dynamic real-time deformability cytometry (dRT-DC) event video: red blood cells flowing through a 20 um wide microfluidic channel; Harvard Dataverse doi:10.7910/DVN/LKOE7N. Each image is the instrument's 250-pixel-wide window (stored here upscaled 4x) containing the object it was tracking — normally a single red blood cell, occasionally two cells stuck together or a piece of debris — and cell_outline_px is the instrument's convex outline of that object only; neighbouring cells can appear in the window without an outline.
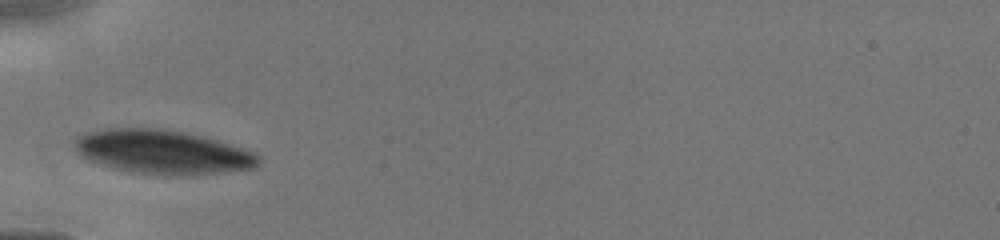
{"species": "human", "species_latin": "Homo sapiens", "temperature_condition": "cold", "stored_images_in_passage": 28, "camera_frame_rate_fps": 3000, "um_per_image_px": 0.085, "donor": {"sex": "male"}, "frame": {"image": 1, "passage_image": 1, "time_ms": 0.0, "image_size_px": [1000, 240], "cell_outline_px": [[260, 160], [252, 168], [224, 172], [132, 172], [112, 168], [80, 156], [76, 148], [76, 140], [80, 136], [88, 132], [104, 128], [164, 128], [188, 132], [216, 140], [256, 152], [260, 156]], "centroid_in_image_um": [13.81, 12.86], "position_along_channel_um": 71.2, "area_um2": 45.66}}
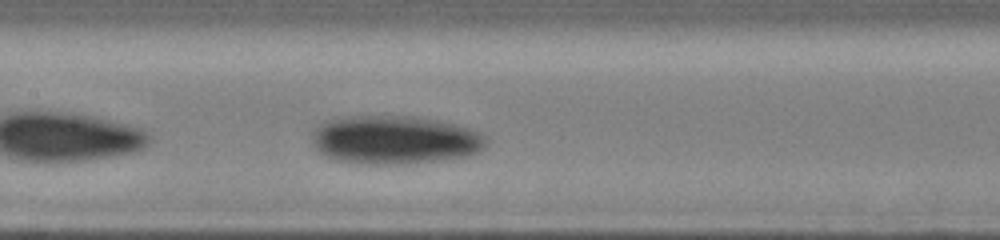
{"frame": {"image": 2, "passage_image": 7, "time_ms": 2.333, "image_size_px": [1000, 240], "cell_outline_px": [[488, 144], [480, 152], [468, 156], [416, 164], [356, 164], [336, 160], [324, 156], [312, 144], [312, 132], [324, 120], [348, 116], [412, 116], [436, 120], [456, 124], [480, 132], [488, 140]], "centroid_in_image_um": [33.56, 11.9], "position_along_channel_um": 173.8, "area_um2": 50.05}}
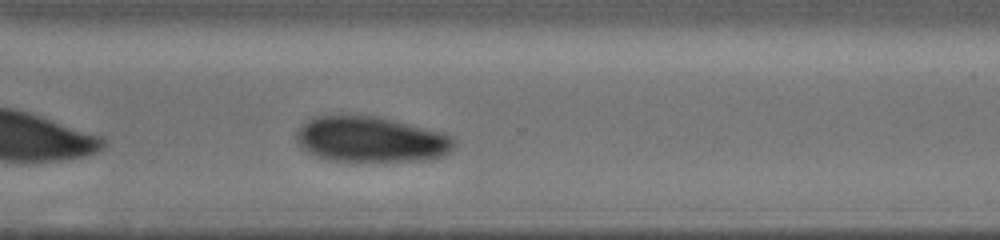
{"frame": {"image": 3, "passage_image": 18, "time_ms": 6.0, "image_size_px": [1000, 240], "cell_outline_px": [[456, 148], [444, 156], [424, 160], [328, 160], [308, 152], [296, 140], [296, 132], [308, 120], [316, 116], [376, 116], [396, 120], [444, 132], [452, 136], [456, 140]], "centroid_in_image_um": [31.62, 11.84], "position_along_channel_um": 339.0, "area_um2": 41.67}}